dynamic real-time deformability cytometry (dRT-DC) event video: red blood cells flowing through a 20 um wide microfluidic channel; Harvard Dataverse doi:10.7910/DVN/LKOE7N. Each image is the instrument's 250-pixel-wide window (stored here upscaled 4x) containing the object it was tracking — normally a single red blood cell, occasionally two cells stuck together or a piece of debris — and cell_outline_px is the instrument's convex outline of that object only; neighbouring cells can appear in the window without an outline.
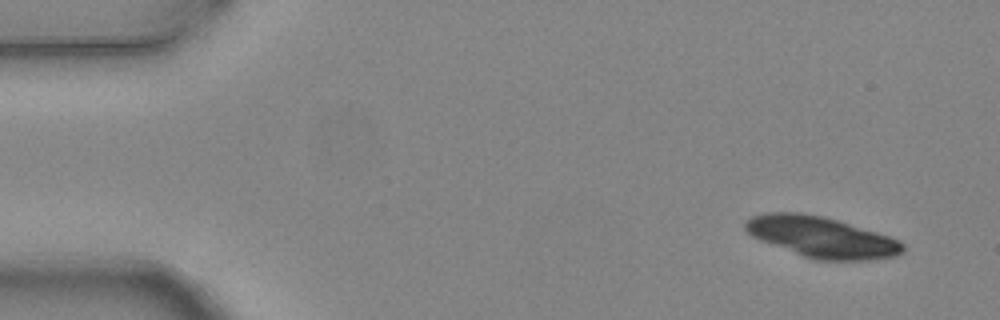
{"species": "common noctule bat (a hibernating species)", "species_latin": "Nyctalus noctula", "temperature_condition": "warm", "stored_images_in_passage": 5, "camera_frame_rate_fps": 3000, "um_per_image_px": 0.085, "animal": {"sex": "female", "body_mass_g": 24.6, "forearm_length_mm": 56.2}, "frame": {"image": 1, "passage_image": 1, "time_ms": 0.0, "image_size_px": [1000, 320], "cell_outline_px": [[904, 252], [896, 256], [868, 260], [816, 260], [804, 256], [760, 240], [752, 236], [744, 228], [744, 224], [752, 216], [764, 212], [800, 212], [820, 216], [836, 220], [876, 232], [900, 240], [904, 244]], "centroid_in_image_um": [69.83, 20.15], "position_along_channel_um": 15.2, "area_um2": 37.17}}
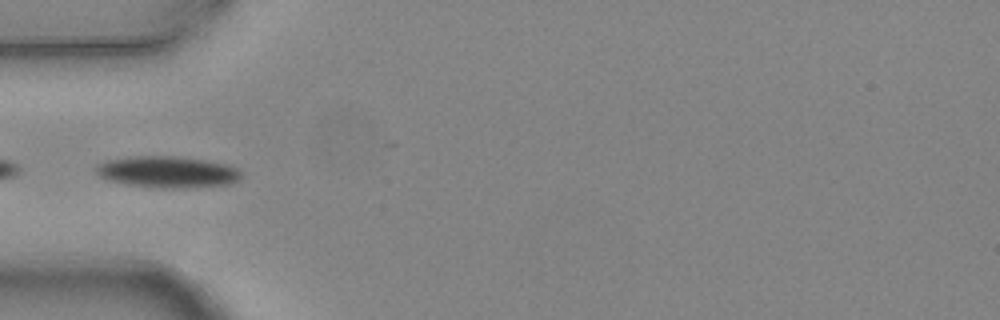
{"frame": {"image": 2, "passage_image": 5, "time_ms": 1.333, "image_size_px": [1000, 320], "cell_outline_px": [[244, 176], [228, 184], [196, 188], [160, 188], [124, 184], [108, 180], [100, 176], [96, 172], [96, 164], [104, 160], [128, 156], [172, 156], [204, 160], [228, 164], [236, 168]], "centroid_in_image_um": [14.21, 14.62], "position_along_channel_um": 70.8, "area_um2": 26.93}}